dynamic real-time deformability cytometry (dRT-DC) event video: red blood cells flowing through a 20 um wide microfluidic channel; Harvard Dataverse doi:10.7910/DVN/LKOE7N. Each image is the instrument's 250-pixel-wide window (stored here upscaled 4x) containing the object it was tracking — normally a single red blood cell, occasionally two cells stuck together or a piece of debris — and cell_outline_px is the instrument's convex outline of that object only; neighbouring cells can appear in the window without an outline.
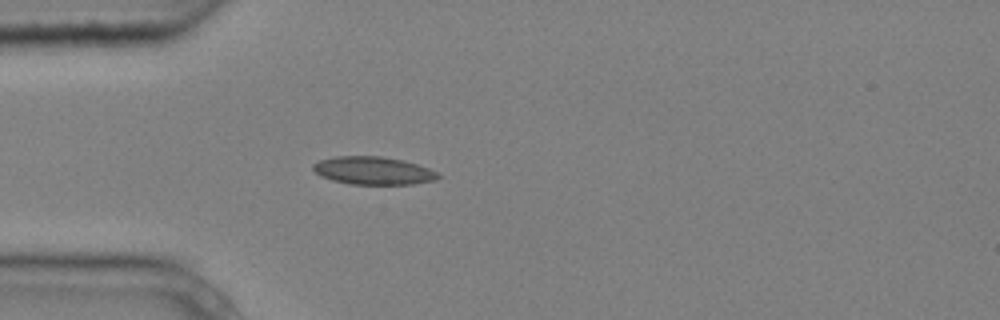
{"species": "common noctule bat (a hibernating species)", "species_latin": "Nyctalus noctula", "temperature_condition": "cold", "stored_images_in_passage": 3, "camera_frame_rate_fps": 3000, "um_per_image_px": 0.085, "animal": {"sex": "male", "body_mass_g": 20.4}, "frame": {"image": 1, "passage_image": 3, "time_ms": 0.667, "image_size_px": [1000, 320], "cell_outline_px": [[440, 176], [436, 180], [412, 184], [352, 184], [332, 180], [320, 176], [312, 168], [312, 164], [320, 160], [336, 156], [380, 156], [404, 160], [428, 168], [436, 172]], "centroid_in_image_um": [31.71, 14.5], "position_along_channel_um": 53.3, "area_um2": 20.23}}